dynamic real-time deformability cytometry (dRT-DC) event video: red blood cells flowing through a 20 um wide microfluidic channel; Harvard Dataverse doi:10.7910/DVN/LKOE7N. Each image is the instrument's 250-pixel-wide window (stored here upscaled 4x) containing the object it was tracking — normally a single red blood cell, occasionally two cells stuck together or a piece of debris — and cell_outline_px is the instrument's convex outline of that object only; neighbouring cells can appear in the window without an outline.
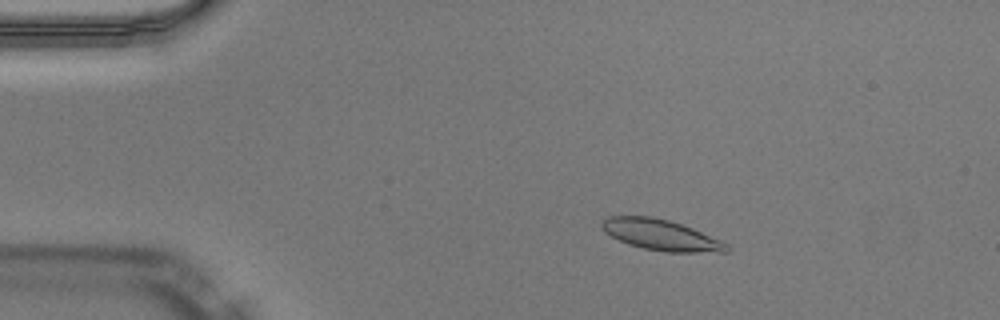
{"species": "Egyptian fruit bat (a non-hibernating species)", "species_latin": "Rousettus aegyptiacus", "temperature_condition": "warm", "stored_images_in_passage": 49, "camera_frame_rate_fps": 3000, "um_per_image_px": 0.085, "animal": {"sex": "male"}, "frame": {"image": 1, "passage_image": 8, "time_ms": 2.333, "image_size_px": [1000, 320], "cell_outline_px": [[732, 248], [728, 252], [664, 252], [644, 248], [628, 244], [604, 232], [600, 224], [600, 220], [608, 216], [652, 216], [668, 220], [692, 228], [720, 240], [728, 244]], "centroid_in_image_um": [56.17, 19.97], "position_along_channel_um": 28.8, "area_um2": 22.43}}
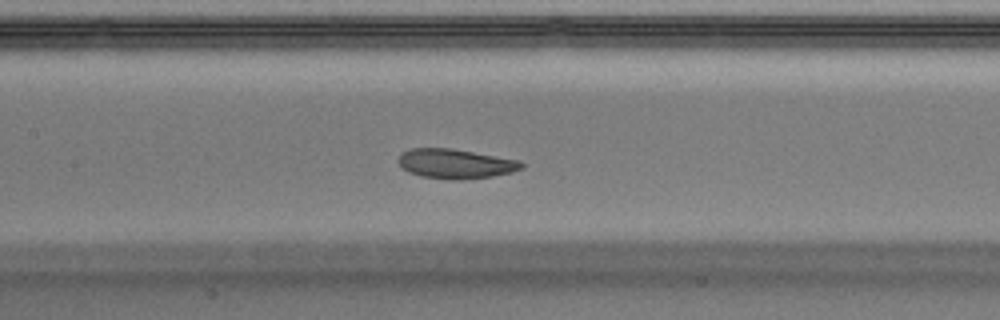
{"frame": {"image": 2, "passage_image": 23, "time_ms": 7.333, "image_size_px": [1000, 320], "cell_outline_px": [[524, 168], [512, 172], [492, 176], [460, 180], [452, 180], [420, 176], [408, 172], [400, 168], [396, 160], [400, 152], [412, 148], [452, 148], [520, 160], [524, 164]], "centroid_in_image_um": [38.67, 13.91], "position_along_channel_um": 168.7, "area_um2": 21.62}}
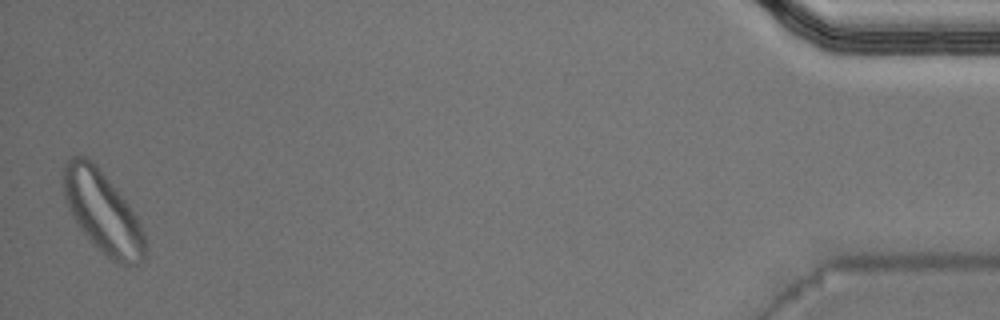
{"frame": {"image": 3, "passage_image": 49, "time_ms": 16.0, "image_size_px": [1000, 320], "cell_outline_px": [[144, 260], [140, 264], [128, 268], [112, 260], [80, 228], [68, 208], [64, 196], [64, 164], [72, 156], [84, 156], [96, 164], [128, 204], [136, 216], [144, 232]], "centroid_in_image_um": [8.74, 18.04], "position_along_channel_um": 426.5, "area_um2": 38.03}, "authors_computed_cell_mechanics": {"area_um2": 22.3108, "velocity_mm_per_s": 3.9841, "shape_relaxation_time_tau1_ms": 3.3648, "shape_relaxation_time_tau2_ms": 3.3308, "deformation_change_tau1": 0.1108, "deformation_change_tau2": 0.1006}}